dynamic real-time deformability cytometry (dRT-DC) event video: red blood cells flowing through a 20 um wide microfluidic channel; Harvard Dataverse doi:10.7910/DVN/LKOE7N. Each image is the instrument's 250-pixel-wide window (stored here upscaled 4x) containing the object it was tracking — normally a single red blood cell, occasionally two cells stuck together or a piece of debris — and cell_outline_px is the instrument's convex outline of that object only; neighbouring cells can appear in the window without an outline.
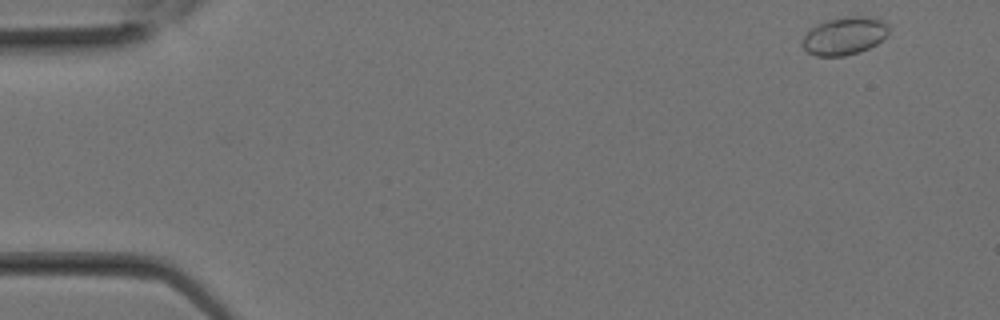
{"species": "Egyptian fruit bat (a non-hibernating species)", "species_latin": "Rousettus aegyptiacus", "temperature_condition": "room temperature", "stored_images_in_passage": 13, "camera_frame_rate_fps": 3000, "um_per_image_px": 0.085, "animal": {"sex": "female"}, "frame": {"image": 1, "passage_image": 1, "time_ms": 0.0, "image_size_px": [1000, 320], "cell_outline_px": [[888, 32], [876, 44], [860, 52], [844, 56], [816, 56], [808, 52], [800, 44], [808, 28], [824, 20], [844, 16], [864, 16], [880, 20], [888, 28]], "centroid_in_image_um": [71.69, 3.05], "position_along_channel_um": 13.3, "area_um2": 19.07}}
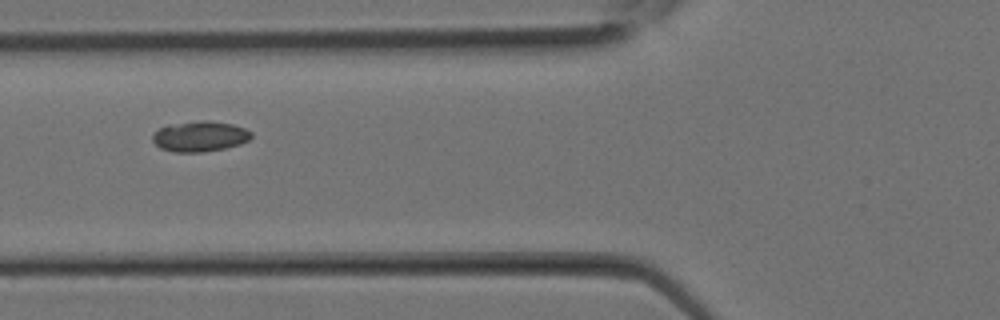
{"frame": {"image": 2, "passage_image": 10, "time_ms": 3.0, "image_size_px": [1000, 320], "cell_outline_px": [[252, 136], [248, 140], [240, 144], [224, 148], [204, 152], [172, 152], [160, 148], [152, 140], [152, 132], [168, 124], [200, 120], [208, 120], [232, 124], [244, 128], [252, 132]], "centroid_in_image_um": [16.96, 11.58], "position_along_channel_um": 108.8, "area_um2": 17.69}}
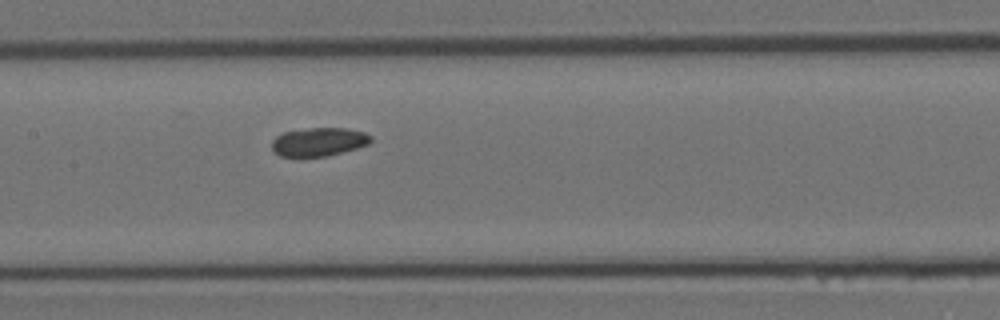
{"frame": {"image": 3, "passage_image": 13, "time_ms": 4.0, "image_size_px": [1000, 320], "cell_outline_px": [[372, 140], [368, 144], [356, 148], [328, 156], [280, 156], [272, 148], [272, 140], [276, 136], [284, 132], [308, 128], [344, 128], [364, 132], [372, 136]], "centroid_in_image_um": [27.11, 12.05], "position_along_channel_um": 180.3, "area_um2": 16.3}}